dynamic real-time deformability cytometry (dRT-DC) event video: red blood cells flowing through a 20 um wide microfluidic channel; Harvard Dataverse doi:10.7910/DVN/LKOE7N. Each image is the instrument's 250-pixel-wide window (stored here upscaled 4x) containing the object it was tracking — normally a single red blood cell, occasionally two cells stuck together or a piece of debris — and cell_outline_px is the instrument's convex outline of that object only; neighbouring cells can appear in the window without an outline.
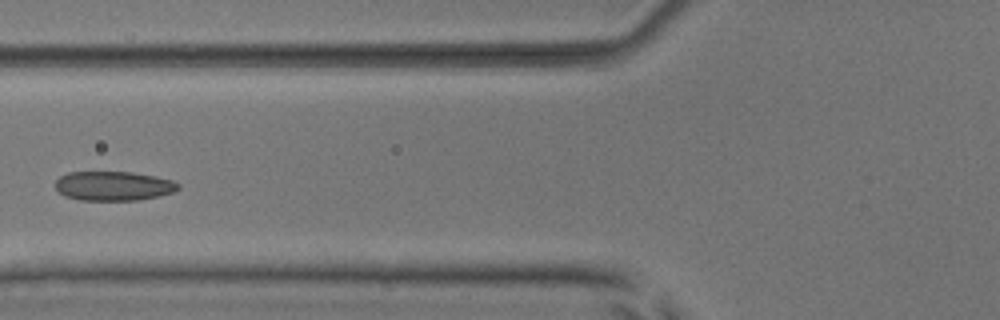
{"species": "common noctule bat (a hibernating species)", "species_latin": "Nyctalus noctula", "temperature_condition": "room temperature", "stored_images_in_passage": 6, "camera_frame_rate_fps": 3000, "um_per_image_px": 0.085, "animal": {"sex": "male", "body_mass_g": 17.9, "forearm_length_mm": 54.2}, "frame": {"image": 1, "passage_image": 6, "time_ms": 6.0, "image_size_px": [1000, 320], "cell_outline_px": [[180, 188], [172, 192], [160, 196], [136, 200], [80, 200], [64, 196], [56, 188], [56, 180], [60, 176], [68, 172], [132, 172], [172, 180], [180, 184]], "centroid_in_image_um": [9.64, 15.81], "position_along_channel_um": 116.2, "area_um2": 20.92}}